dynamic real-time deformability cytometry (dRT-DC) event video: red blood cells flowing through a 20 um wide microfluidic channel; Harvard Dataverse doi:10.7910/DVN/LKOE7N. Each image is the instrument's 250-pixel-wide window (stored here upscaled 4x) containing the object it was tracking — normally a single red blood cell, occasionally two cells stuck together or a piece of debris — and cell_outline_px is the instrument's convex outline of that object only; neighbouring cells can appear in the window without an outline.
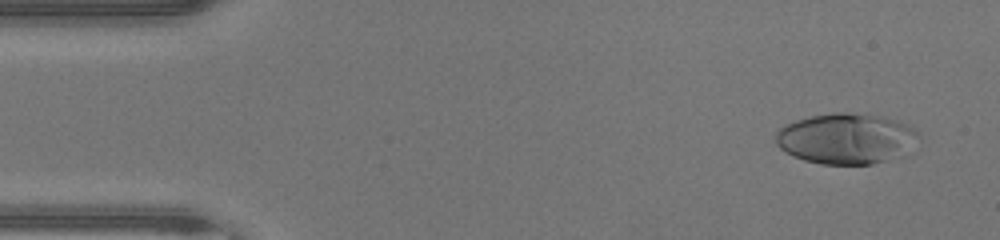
{"species": "human", "species_latin": "Homo sapiens", "temperature_condition": "warm", "stored_images_in_passage": 46, "camera_frame_rate_fps": 3000, "um_per_image_px": 0.085, "donor": {"sex": "male"}, "frame": {"image": 1, "passage_image": 2, "time_ms": 0.333, "image_size_px": [1000, 240], "cell_outline_px": [[920, 136], [908, 156], [872, 164], [820, 164], [804, 160], [792, 156], [784, 152], [776, 144], [776, 132], [784, 124], [796, 120], [812, 116], [836, 112], [848, 112], [876, 116], [908, 124], [920, 132]], "centroid_in_image_um": [71.98, 11.81], "position_along_channel_um": 13.0, "area_um2": 42.77}}
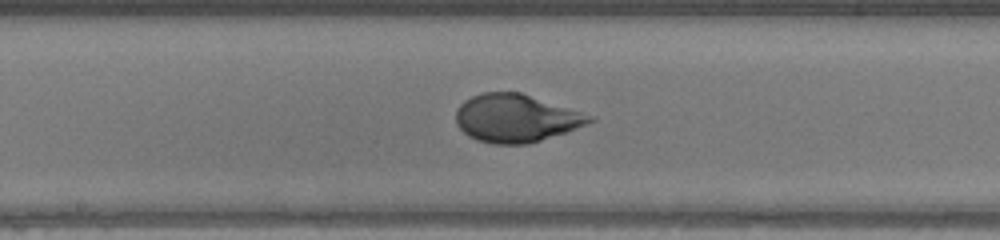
{"frame": {"image": 2, "passage_image": 23, "time_ms": 7.333, "image_size_px": [1000, 240], "cell_outline_px": [[596, 120], [576, 128], [528, 144], [492, 144], [476, 140], [468, 136], [456, 124], [456, 108], [464, 100], [472, 96], [484, 92], [520, 92], [596, 116]], "centroid_in_image_um": [43.84, 10.04], "position_along_channel_um": 204.4, "area_um2": 37.34}}
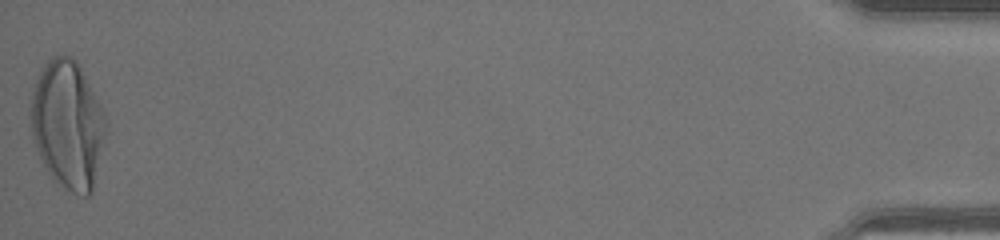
{"frame": {"image": 3, "passage_image": 46, "time_ms": 15.0, "image_size_px": [1000, 240], "cell_outline_px": [[108, 124], [92, 192], [88, 196], [80, 196], [64, 188], [48, 172], [36, 148], [32, 136], [28, 108], [32, 92], [36, 80], [40, 72], [48, 60], [52, 56], [72, 56], [76, 60], [104, 108]], "centroid_in_image_um": [5.76, 10.57], "position_along_channel_um": 429.4, "area_um2": 56.53}, "authors_computed_cell_mechanics": {"area_um2": 38.3214, "velocity_mm_per_s": 4.3407, "shape_relaxation_time_tau1_ms": 4.6177, "shape_relaxation_time_tau2_ms": null, "deformation_change_tau1": 0.2989, "deformation_change_tau2": null}}